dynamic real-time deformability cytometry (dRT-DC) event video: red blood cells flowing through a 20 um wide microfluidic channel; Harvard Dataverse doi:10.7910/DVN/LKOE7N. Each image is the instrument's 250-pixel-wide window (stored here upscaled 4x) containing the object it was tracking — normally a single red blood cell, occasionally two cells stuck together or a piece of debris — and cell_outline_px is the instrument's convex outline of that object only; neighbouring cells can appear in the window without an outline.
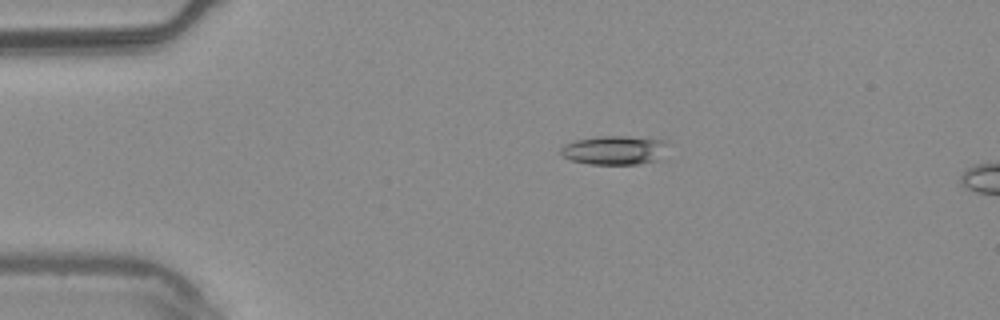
{"species": "common noctule bat (a hibernating species)", "species_latin": "Nyctalus noctula", "temperature_condition": "warm", "stored_images_in_passage": 4, "camera_frame_rate_fps": 3000, "um_per_image_px": 0.085, "animal": {"sex": "male", "body_mass_g": 20.4}, "frame": {"image": 1, "passage_image": 3, "time_ms": 0.667, "image_size_px": [1000, 320], "cell_outline_px": [[668, 160], [640, 164], [588, 164], [572, 160], [564, 156], [560, 152], [560, 148], [564, 144], [576, 140], [596, 136], [628, 136], [668, 140]], "centroid_in_image_um": [52.39, 12.77], "position_along_channel_um": 32.6, "area_um2": 18.9}}